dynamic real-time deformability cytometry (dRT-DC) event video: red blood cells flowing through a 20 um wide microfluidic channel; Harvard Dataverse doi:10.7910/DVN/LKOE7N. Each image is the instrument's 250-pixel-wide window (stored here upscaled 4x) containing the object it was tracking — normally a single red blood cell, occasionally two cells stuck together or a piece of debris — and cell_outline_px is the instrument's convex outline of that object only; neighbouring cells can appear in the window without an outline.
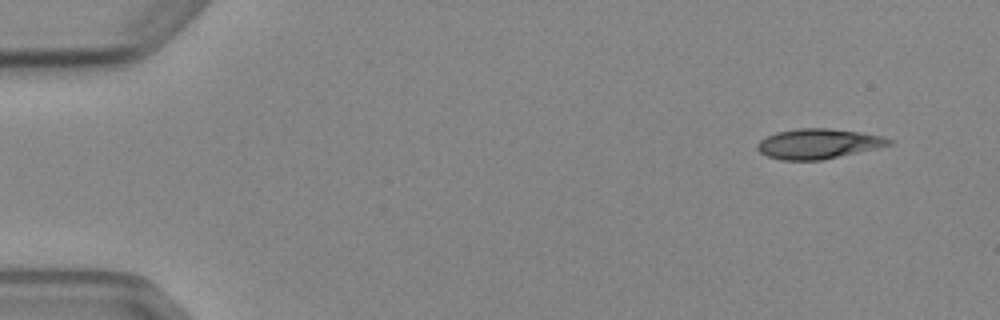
{"species": "Egyptian fruit bat (a non-hibernating species)", "species_latin": "Rousettus aegyptiacus", "temperature_condition": "cold", "stored_images_in_passage": 4, "camera_frame_rate_fps": 3000, "um_per_image_px": 0.085, "animal": {"sex": "female"}, "frame": {"image": 1, "passage_image": 1, "time_ms": 0.0, "image_size_px": [1000, 320], "cell_outline_px": [[892, 144], [876, 148], [820, 160], [780, 160], [768, 156], [760, 152], [756, 148], [756, 144], [760, 140], [776, 132], [796, 128], [828, 128], [860, 132], [880, 136], [892, 140]], "centroid_in_image_um": [69.5, 12.21], "position_along_channel_um": 15.5, "area_um2": 22.77}}
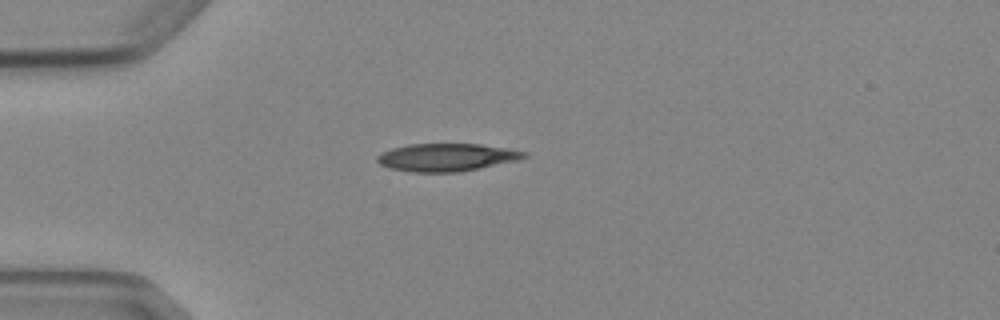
{"frame": {"image": 2, "passage_image": 4, "time_ms": 3.333, "image_size_px": [1000, 320], "cell_outline_px": [[528, 156], [520, 160], [460, 172], [412, 172], [388, 168], [380, 164], [376, 160], [376, 156], [392, 148], [408, 144], [480, 144], [508, 148], [528, 152]], "centroid_in_image_um": [38.0, 13.37], "position_along_channel_um": 47.0, "area_um2": 23.93}}